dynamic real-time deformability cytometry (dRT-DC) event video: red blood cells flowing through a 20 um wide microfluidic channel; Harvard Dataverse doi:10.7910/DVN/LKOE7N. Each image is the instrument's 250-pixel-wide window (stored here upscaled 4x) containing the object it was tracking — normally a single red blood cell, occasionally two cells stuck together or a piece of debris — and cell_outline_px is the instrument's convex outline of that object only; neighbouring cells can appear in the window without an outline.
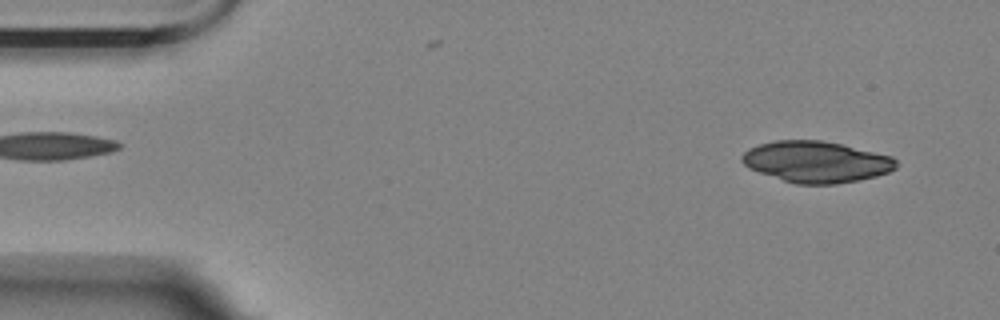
{"species": "Egyptian fruit bat (a non-hibernating species)", "species_latin": "Rousettus aegyptiacus", "temperature_condition": "room temperature", "stored_images_in_passage": 55, "camera_frame_rate_fps": 3000, "um_per_image_px": 0.085, "animal": {"sex": "female"}, "frame": {"image": 1, "passage_image": 3, "time_ms": 0.667, "image_size_px": [1000, 320], "cell_outline_px": [[900, 164], [896, 168], [888, 172], [876, 176], [860, 180], [836, 184], [796, 184], [748, 168], [740, 160], [740, 156], [748, 148], [760, 144], [776, 140], [820, 140], [840, 144], [892, 156]], "centroid_in_image_um": [69.38, 13.75], "position_along_channel_um": 15.6, "area_um2": 37.05}}